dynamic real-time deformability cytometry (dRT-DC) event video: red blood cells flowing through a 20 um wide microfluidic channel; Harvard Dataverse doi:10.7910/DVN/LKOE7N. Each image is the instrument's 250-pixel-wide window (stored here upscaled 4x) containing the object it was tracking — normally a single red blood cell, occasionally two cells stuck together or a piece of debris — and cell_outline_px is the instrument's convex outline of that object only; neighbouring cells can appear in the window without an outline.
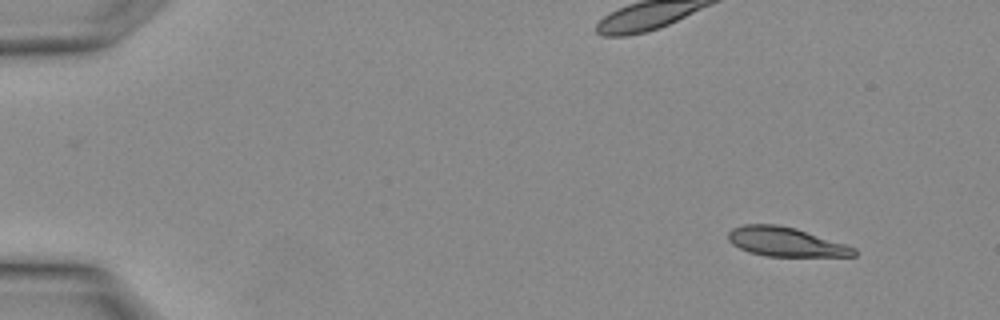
{"species": "Egyptian fruit bat (a non-hibernating species)", "species_latin": "Rousettus aegyptiacus", "temperature_condition": "warm", "stored_images_in_passage": 5, "camera_frame_rate_fps": 3000, "um_per_image_px": 0.085, "animal": {"sex": "female"}, "frame": {"image": 1, "passage_image": 2, "time_ms": 0.333, "image_size_px": [1000, 320], "cell_outline_px": [[856, 256], [764, 256], [748, 252], [732, 244], [728, 240], [728, 232], [732, 228], [744, 224], [776, 224], [796, 228], [856, 248]], "centroid_in_image_um": [66.74, 20.55], "position_along_channel_um": 18.3, "area_um2": 21.33}}